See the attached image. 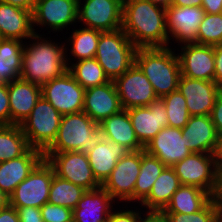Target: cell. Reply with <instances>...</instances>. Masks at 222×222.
<instances>
[{"label": "cell", "mask_w": 222, "mask_h": 222, "mask_svg": "<svg viewBox=\"0 0 222 222\" xmlns=\"http://www.w3.org/2000/svg\"><path fill=\"white\" fill-rule=\"evenodd\" d=\"M137 48L167 47L166 9L147 0H124L121 28Z\"/></svg>", "instance_id": "cell-1"}, {"label": "cell", "mask_w": 222, "mask_h": 222, "mask_svg": "<svg viewBox=\"0 0 222 222\" xmlns=\"http://www.w3.org/2000/svg\"><path fill=\"white\" fill-rule=\"evenodd\" d=\"M30 39H35L37 42L30 44L29 47L28 45L24 47L21 79L42 85L61 76L68 70L69 64L64 53L65 45L61 47L54 42L52 43L51 40L50 42L43 40L37 33Z\"/></svg>", "instance_id": "cell-2"}, {"label": "cell", "mask_w": 222, "mask_h": 222, "mask_svg": "<svg viewBox=\"0 0 222 222\" xmlns=\"http://www.w3.org/2000/svg\"><path fill=\"white\" fill-rule=\"evenodd\" d=\"M135 64L148 78L158 98L178 89L180 62L170 48H137Z\"/></svg>", "instance_id": "cell-3"}, {"label": "cell", "mask_w": 222, "mask_h": 222, "mask_svg": "<svg viewBox=\"0 0 222 222\" xmlns=\"http://www.w3.org/2000/svg\"><path fill=\"white\" fill-rule=\"evenodd\" d=\"M103 138L99 124L85 112L62 116L57 136L43 153L80 151L87 153Z\"/></svg>", "instance_id": "cell-4"}, {"label": "cell", "mask_w": 222, "mask_h": 222, "mask_svg": "<svg viewBox=\"0 0 222 222\" xmlns=\"http://www.w3.org/2000/svg\"><path fill=\"white\" fill-rule=\"evenodd\" d=\"M205 154L192 152L182 161L177 162L173 169L181 185L197 186L209 192L213 197H222L219 154Z\"/></svg>", "instance_id": "cell-5"}, {"label": "cell", "mask_w": 222, "mask_h": 222, "mask_svg": "<svg viewBox=\"0 0 222 222\" xmlns=\"http://www.w3.org/2000/svg\"><path fill=\"white\" fill-rule=\"evenodd\" d=\"M137 47L122 29L101 32L96 60L109 80L114 81L135 63Z\"/></svg>", "instance_id": "cell-6"}, {"label": "cell", "mask_w": 222, "mask_h": 222, "mask_svg": "<svg viewBox=\"0 0 222 222\" xmlns=\"http://www.w3.org/2000/svg\"><path fill=\"white\" fill-rule=\"evenodd\" d=\"M62 115L42 96L20 127L31 148L44 152L55 140Z\"/></svg>", "instance_id": "cell-7"}, {"label": "cell", "mask_w": 222, "mask_h": 222, "mask_svg": "<svg viewBox=\"0 0 222 222\" xmlns=\"http://www.w3.org/2000/svg\"><path fill=\"white\" fill-rule=\"evenodd\" d=\"M54 174L53 167L43 159L9 196L10 205L16 209L29 206L41 208L48 202Z\"/></svg>", "instance_id": "cell-8"}, {"label": "cell", "mask_w": 222, "mask_h": 222, "mask_svg": "<svg viewBox=\"0 0 222 222\" xmlns=\"http://www.w3.org/2000/svg\"><path fill=\"white\" fill-rule=\"evenodd\" d=\"M43 155L44 159L53 167L55 175L58 177L68 180L86 190H93L101 186L91 170L86 153L68 151L43 153Z\"/></svg>", "instance_id": "cell-9"}, {"label": "cell", "mask_w": 222, "mask_h": 222, "mask_svg": "<svg viewBox=\"0 0 222 222\" xmlns=\"http://www.w3.org/2000/svg\"><path fill=\"white\" fill-rule=\"evenodd\" d=\"M84 95L85 89L68 70L41 85V96L62 116L82 112Z\"/></svg>", "instance_id": "cell-10"}, {"label": "cell", "mask_w": 222, "mask_h": 222, "mask_svg": "<svg viewBox=\"0 0 222 222\" xmlns=\"http://www.w3.org/2000/svg\"><path fill=\"white\" fill-rule=\"evenodd\" d=\"M123 109L149 106L158 99L148 78L134 63L123 75L114 80Z\"/></svg>", "instance_id": "cell-11"}, {"label": "cell", "mask_w": 222, "mask_h": 222, "mask_svg": "<svg viewBox=\"0 0 222 222\" xmlns=\"http://www.w3.org/2000/svg\"><path fill=\"white\" fill-rule=\"evenodd\" d=\"M141 150L129 151L118 160L115 168L101 185L109 194L119 200H134V189L140 173Z\"/></svg>", "instance_id": "cell-12"}, {"label": "cell", "mask_w": 222, "mask_h": 222, "mask_svg": "<svg viewBox=\"0 0 222 222\" xmlns=\"http://www.w3.org/2000/svg\"><path fill=\"white\" fill-rule=\"evenodd\" d=\"M124 0H85L84 6L78 2V20L83 21L89 29L102 32L122 28Z\"/></svg>", "instance_id": "cell-13"}, {"label": "cell", "mask_w": 222, "mask_h": 222, "mask_svg": "<svg viewBox=\"0 0 222 222\" xmlns=\"http://www.w3.org/2000/svg\"><path fill=\"white\" fill-rule=\"evenodd\" d=\"M178 90L186 100L190 116L210 115L222 88L214 81L180 77Z\"/></svg>", "instance_id": "cell-14"}, {"label": "cell", "mask_w": 222, "mask_h": 222, "mask_svg": "<svg viewBox=\"0 0 222 222\" xmlns=\"http://www.w3.org/2000/svg\"><path fill=\"white\" fill-rule=\"evenodd\" d=\"M181 131L187 148L192 152L219 154L222 140L210 115L190 116Z\"/></svg>", "instance_id": "cell-15"}, {"label": "cell", "mask_w": 222, "mask_h": 222, "mask_svg": "<svg viewBox=\"0 0 222 222\" xmlns=\"http://www.w3.org/2000/svg\"><path fill=\"white\" fill-rule=\"evenodd\" d=\"M144 150L157 157L165 166L173 167L192 151L187 148L181 128L164 127L144 147Z\"/></svg>", "instance_id": "cell-16"}, {"label": "cell", "mask_w": 222, "mask_h": 222, "mask_svg": "<svg viewBox=\"0 0 222 222\" xmlns=\"http://www.w3.org/2000/svg\"><path fill=\"white\" fill-rule=\"evenodd\" d=\"M181 52L178 58L182 76L214 81L215 59L213 46L200 45L194 42L184 43Z\"/></svg>", "instance_id": "cell-17"}, {"label": "cell", "mask_w": 222, "mask_h": 222, "mask_svg": "<svg viewBox=\"0 0 222 222\" xmlns=\"http://www.w3.org/2000/svg\"><path fill=\"white\" fill-rule=\"evenodd\" d=\"M79 0H35L32 12L33 26H50L53 31L62 30L78 20Z\"/></svg>", "instance_id": "cell-18"}, {"label": "cell", "mask_w": 222, "mask_h": 222, "mask_svg": "<svg viewBox=\"0 0 222 222\" xmlns=\"http://www.w3.org/2000/svg\"><path fill=\"white\" fill-rule=\"evenodd\" d=\"M133 129L139 142L145 145L164 127L168 126L166 109L161 98L145 107H134L127 110Z\"/></svg>", "instance_id": "cell-19"}, {"label": "cell", "mask_w": 222, "mask_h": 222, "mask_svg": "<svg viewBox=\"0 0 222 222\" xmlns=\"http://www.w3.org/2000/svg\"><path fill=\"white\" fill-rule=\"evenodd\" d=\"M122 109L114 81L85 90L83 112L94 122L100 124Z\"/></svg>", "instance_id": "cell-20"}, {"label": "cell", "mask_w": 222, "mask_h": 222, "mask_svg": "<svg viewBox=\"0 0 222 222\" xmlns=\"http://www.w3.org/2000/svg\"><path fill=\"white\" fill-rule=\"evenodd\" d=\"M205 11L197 6H170L166 8V22L168 33L180 43H193L196 41L199 26Z\"/></svg>", "instance_id": "cell-21"}, {"label": "cell", "mask_w": 222, "mask_h": 222, "mask_svg": "<svg viewBox=\"0 0 222 222\" xmlns=\"http://www.w3.org/2000/svg\"><path fill=\"white\" fill-rule=\"evenodd\" d=\"M43 159L42 151L30 148L21 157L0 162V190L10 196Z\"/></svg>", "instance_id": "cell-22"}, {"label": "cell", "mask_w": 222, "mask_h": 222, "mask_svg": "<svg viewBox=\"0 0 222 222\" xmlns=\"http://www.w3.org/2000/svg\"><path fill=\"white\" fill-rule=\"evenodd\" d=\"M11 125H20L41 97V85L23 79L8 84Z\"/></svg>", "instance_id": "cell-23"}, {"label": "cell", "mask_w": 222, "mask_h": 222, "mask_svg": "<svg viewBox=\"0 0 222 222\" xmlns=\"http://www.w3.org/2000/svg\"><path fill=\"white\" fill-rule=\"evenodd\" d=\"M113 198L102 187L86 190L72 210L73 222H107Z\"/></svg>", "instance_id": "cell-24"}, {"label": "cell", "mask_w": 222, "mask_h": 222, "mask_svg": "<svg viewBox=\"0 0 222 222\" xmlns=\"http://www.w3.org/2000/svg\"><path fill=\"white\" fill-rule=\"evenodd\" d=\"M129 152L124 146L102 138L87 157L96 180L102 185L115 168L119 159Z\"/></svg>", "instance_id": "cell-25"}, {"label": "cell", "mask_w": 222, "mask_h": 222, "mask_svg": "<svg viewBox=\"0 0 222 222\" xmlns=\"http://www.w3.org/2000/svg\"><path fill=\"white\" fill-rule=\"evenodd\" d=\"M32 12L0 2V33L2 38L25 39L35 35Z\"/></svg>", "instance_id": "cell-26"}, {"label": "cell", "mask_w": 222, "mask_h": 222, "mask_svg": "<svg viewBox=\"0 0 222 222\" xmlns=\"http://www.w3.org/2000/svg\"><path fill=\"white\" fill-rule=\"evenodd\" d=\"M103 138L117 142L129 151H139L144 146L136 137L128 111L122 109L99 124Z\"/></svg>", "instance_id": "cell-27"}, {"label": "cell", "mask_w": 222, "mask_h": 222, "mask_svg": "<svg viewBox=\"0 0 222 222\" xmlns=\"http://www.w3.org/2000/svg\"><path fill=\"white\" fill-rule=\"evenodd\" d=\"M214 197L193 185H181L173 194L165 212L191 214L202 210Z\"/></svg>", "instance_id": "cell-28"}, {"label": "cell", "mask_w": 222, "mask_h": 222, "mask_svg": "<svg viewBox=\"0 0 222 222\" xmlns=\"http://www.w3.org/2000/svg\"><path fill=\"white\" fill-rule=\"evenodd\" d=\"M180 186V180L173 167L166 166L141 204L149 210H164Z\"/></svg>", "instance_id": "cell-29"}, {"label": "cell", "mask_w": 222, "mask_h": 222, "mask_svg": "<svg viewBox=\"0 0 222 222\" xmlns=\"http://www.w3.org/2000/svg\"><path fill=\"white\" fill-rule=\"evenodd\" d=\"M23 45V41L18 39L0 40V84H9L20 79L22 53L25 47Z\"/></svg>", "instance_id": "cell-30"}, {"label": "cell", "mask_w": 222, "mask_h": 222, "mask_svg": "<svg viewBox=\"0 0 222 222\" xmlns=\"http://www.w3.org/2000/svg\"><path fill=\"white\" fill-rule=\"evenodd\" d=\"M166 166L155 156L141 150L140 173L134 189V201H143L150 193L154 182Z\"/></svg>", "instance_id": "cell-31"}, {"label": "cell", "mask_w": 222, "mask_h": 222, "mask_svg": "<svg viewBox=\"0 0 222 222\" xmlns=\"http://www.w3.org/2000/svg\"><path fill=\"white\" fill-rule=\"evenodd\" d=\"M30 148L20 125H0V162L21 157Z\"/></svg>", "instance_id": "cell-32"}, {"label": "cell", "mask_w": 222, "mask_h": 222, "mask_svg": "<svg viewBox=\"0 0 222 222\" xmlns=\"http://www.w3.org/2000/svg\"><path fill=\"white\" fill-rule=\"evenodd\" d=\"M68 71L85 90L110 81L96 58L77 61Z\"/></svg>", "instance_id": "cell-33"}, {"label": "cell", "mask_w": 222, "mask_h": 222, "mask_svg": "<svg viewBox=\"0 0 222 222\" xmlns=\"http://www.w3.org/2000/svg\"><path fill=\"white\" fill-rule=\"evenodd\" d=\"M86 189L53 175L50 185L48 203L74 209Z\"/></svg>", "instance_id": "cell-34"}, {"label": "cell", "mask_w": 222, "mask_h": 222, "mask_svg": "<svg viewBox=\"0 0 222 222\" xmlns=\"http://www.w3.org/2000/svg\"><path fill=\"white\" fill-rule=\"evenodd\" d=\"M101 32L89 28L75 30L71 36V54L77 57L78 61L95 58Z\"/></svg>", "instance_id": "cell-35"}, {"label": "cell", "mask_w": 222, "mask_h": 222, "mask_svg": "<svg viewBox=\"0 0 222 222\" xmlns=\"http://www.w3.org/2000/svg\"><path fill=\"white\" fill-rule=\"evenodd\" d=\"M161 99L166 109L168 126L182 129L190 118L186 100L183 95L177 89L176 91L164 95Z\"/></svg>", "instance_id": "cell-36"}, {"label": "cell", "mask_w": 222, "mask_h": 222, "mask_svg": "<svg viewBox=\"0 0 222 222\" xmlns=\"http://www.w3.org/2000/svg\"><path fill=\"white\" fill-rule=\"evenodd\" d=\"M170 222H220L222 219V197H214L202 210L181 214L166 212Z\"/></svg>", "instance_id": "cell-37"}, {"label": "cell", "mask_w": 222, "mask_h": 222, "mask_svg": "<svg viewBox=\"0 0 222 222\" xmlns=\"http://www.w3.org/2000/svg\"><path fill=\"white\" fill-rule=\"evenodd\" d=\"M194 43L211 46L222 44V13H205Z\"/></svg>", "instance_id": "cell-38"}, {"label": "cell", "mask_w": 222, "mask_h": 222, "mask_svg": "<svg viewBox=\"0 0 222 222\" xmlns=\"http://www.w3.org/2000/svg\"><path fill=\"white\" fill-rule=\"evenodd\" d=\"M40 209L42 220L46 222H73L72 209L48 202Z\"/></svg>", "instance_id": "cell-39"}, {"label": "cell", "mask_w": 222, "mask_h": 222, "mask_svg": "<svg viewBox=\"0 0 222 222\" xmlns=\"http://www.w3.org/2000/svg\"><path fill=\"white\" fill-rule=\"evenodd\" d=\"M0 125H11L8 84H0Z\"/></svg>", "instance_id": "cell-40"}, {"label": "cell", "mask_w": 222, "mask_h": 222, "mask_svg": "<svg viewBox=\"0 0 222 222\" xmlns=\"http://www.w3.org/2000/svg\"><path fill=\"white\" fill-rule=\"evenodd\" d=\"M20 222L42 221L41 209L37 207H20L17 209Z\"/></svg>", "instance_id": "cell-41"}, {"label": "cell", "mask_w": 222, "mask_h": 222, "mask_svg": "<svg viewBox=\"0 0 222 222\" xmlns=\"http://www.w3.org/2000/svg\"><path fill=\"white\" fill-rule=\"evenodd\" d=\"M210 117L216 127L220 139L222 140V92L219 94V96L216 99Z\"/></svg>", "instance_id": "cell-42"}, {"label": "cell", "mask_w": 222, "mask_h": 222, "mask_svg": "<svg viewBox=\"0 0 222 222\" xmlns=\"http://www.w3.org/2000/svg\"><path fill=\"white\" fill-rule=\"evenodd\" d=\"M137 212V213H136ZM123 211L114 212L110 214L107 222H138L139 212L138 211Z\"/></svg>", "instance_id": "cell-43"}, {"label": "cell", "mask_w": 222, "mask_h": 222, "mask_svg": "<svg viewBox=\"0 0 222 222\" xmlns=\"http://www.w3.org/2000/svg\"><path fill=\"white\" fill-rule=\"evenodd\" d=\"M215 59L214 82L222 88V44L213 46Z\"/></svg>", "instance_id": "cell-44"}, {"label": "cell", "mask_w": 222, "mask_h": 222, "mask_svg": "<svg viewBox=\"0 0 222 222\" xmlns=\"http://www.w3.org/2000/svg\"><path fill=\"white\" fill-rule=\"evenodd\" d=\"M138 222H170V220L164 210H149L145 219L139 216Z\"/></svg>", "instance_id": "cell-45"}, {"label": "cell", "mask_w": 222, "mask_h": 222, "mask_svg": "<svg viewBox=\"0 0 222 222\" xmlns=\"http://www.w3.org/2000/svg\"><path fill=\"white\" fill-rule=\"evenodd\" d=\"M0 222H20L17 209L10 204L0 210Z\"/></svg>", "instance_id": "cell-46"}, {"label": "cell", "mask_w": 222, "mask_h": 222, "mask_svg": "<svg viewBox=\"0 0 222 222\" xmlns=\"http://www.w3.org/2000/svg\"><path fill=\"white\" fill-rule=\"evenodd\" d=\"M202 9L207 14L222 13V0H202Z\"/></svg>", "instance_id": "cell-47"}, {"label": "cell", "mask_w": 222, "mask_h": 222, "mask_svg": "<svg viewBox=\"0 0 222 222\" xmlns=\"http://www.w3.org/2000/svg\"><path fill=\"white\" fill-rule=\"evenodd\" d=\"M2 3L10 4L33 12L35 0H0Z\"/></svg>", "instance_id": "cell-48"}, {"label": "cell", "mask_w": 222, "mask_h": 222, "mask_svg": "<svg viewBox=\"0 0 222 222\" xmlns=\"http://www.w3.org/2000/svg\"><path fill=\"white\" fill-rule=\"evenodd\" d=\"M171 6H178V7L197 6V7H202V0H172V5Z\"/></svg>", "instance_id": "cell-49"}, {"label": "cell", "mask_w": 222, "mask_h": 222, "mask_svg": "<svg viewBox=\"0 0 222 222\" xmlns=\"http://www.w3.org/2000/svg\"><path fill=\"white\" fill-rule=\"evenodd\" d=\"M10 204L9 196L0 190V210L7 207Z\"/></svg>", "instance_id": "cell-50"}, {"label": "cell", "mask_w": 222, "mask_h": 222, "mask_svg": "<svg viewBox=\"0 0 222 222\" xmlns=\"http://www.w3.org/2000/svg\"><path fill=\"white\" fill-rule=\"evenodd\" d=\"M147 1H150L152 4L161 6L165 9L172 5V0H147Z\"/></svg>", "instance_id": "cell-51"}, {"label": "cell", "mask_w": 222, "mask_h": 222, "mask_svg": "<svg viewBox=\"0 0 222 222\" xmlns=\"http://www.w3.org/2000/svg\"><path fill=\"white\" fill-rule=\"evenodd\" d=\"M218 160H219V170L222 176V142H221V149L218 155Z\"/></svg>", "instance_id": "cell-52"}]
</instances>
